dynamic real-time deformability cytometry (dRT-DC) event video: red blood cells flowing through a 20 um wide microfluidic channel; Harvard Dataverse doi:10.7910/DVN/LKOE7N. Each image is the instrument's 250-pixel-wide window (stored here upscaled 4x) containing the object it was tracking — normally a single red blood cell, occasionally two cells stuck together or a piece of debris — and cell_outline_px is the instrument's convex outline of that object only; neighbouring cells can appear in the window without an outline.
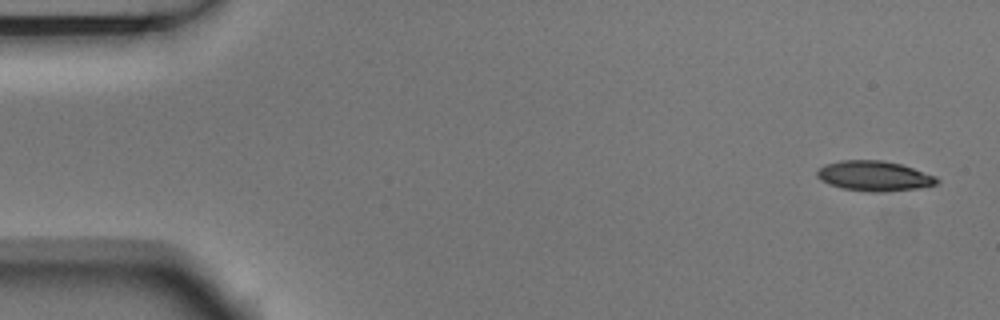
{"species": "Egyptian fruit bat (a non-hibernating species)", "species_latin": "Rousettus aegyptiacus", "temperature_condition": "room temperature", "stored_images_in_passage": 5, "camera_frame_rate_fps": 3000, "um_per_image_px": 0.085, "animal": {"sex": "male"}, "frame": {"image": 1, "passage_image": 1, "time_ms": 0.0, "image_size_px": [1000, 320], "cell_outline_px": [[940, 180], [936, 184], [916, 188], [888, 192], [868, 192], [844, 188], [828, 184], [820, 180], [816, 176], [816, 168], [824, 164], [840, 160], [880, 160], [900, 164], [936, 176]], "centroid_in_image_um": [74.25, 14.95], "position_along_channel_um": 10.8, "area_um2": 21.1}}
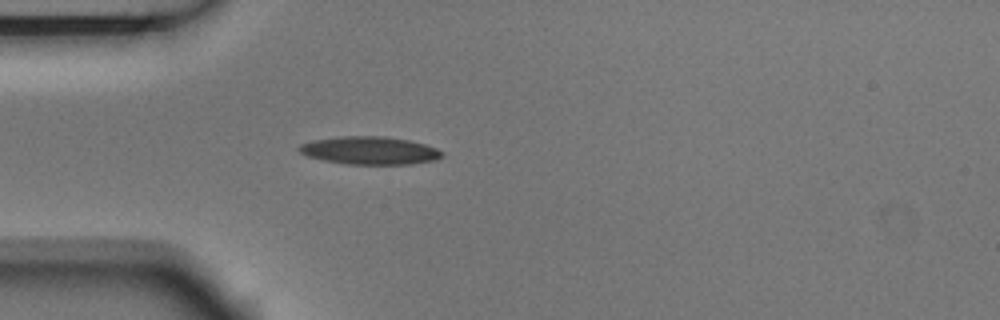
{"frame": {"image": 2, "passage_image": 5, "time_ms": 1.333, "image_size_px": [1000, 320], "cell_outline_px": [[444, 156], [436, 160], [412, 164], [348, 164], [324, 160], [308, 156], [300, 152], [296, 148], [300, 144], [312, 140], [340, 136], [384, 136], [408, 140], [424, 144], [436, 148], [444, 152]], "centroid_in_image_um": [31.44, 12.79], "position_along_channel_um": 53.6, "area_um2": 23.29}}